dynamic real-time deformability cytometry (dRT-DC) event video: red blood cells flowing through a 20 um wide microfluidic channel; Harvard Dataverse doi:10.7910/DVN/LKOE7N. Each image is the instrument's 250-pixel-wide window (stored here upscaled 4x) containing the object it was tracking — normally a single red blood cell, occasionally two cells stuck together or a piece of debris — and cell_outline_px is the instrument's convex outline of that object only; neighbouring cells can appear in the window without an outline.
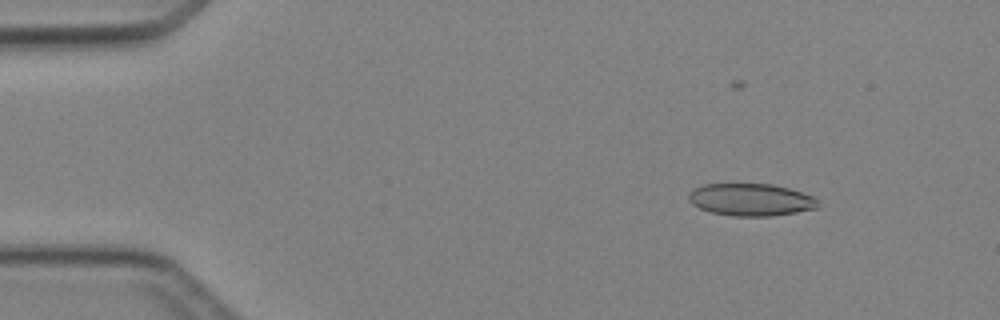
{"species": "Egyptian fruit bat (a non-hibernating species)", "species_latin": "Rousettus aegyptiacus", "temperature_condition": "cold", "stored_images_in_passage": 6, "camera_frame_rate_fps": 3000, "um_per_image_px": 0.085, "animal": {"sex": "female"}, "frame": {"image": 1, "passage_image": 3, "time_ms": 2.333, "image_size_px": [1000, 320], "cell_outline_px": [[820, 208], [772, 216], [732, 216], [712, 212], [700, 208], [692, 204], [688, 200], [688, 196], [696, 188], [704, 184], [772, 184], [788, 188], [812, 196], [816, 200]], "centroid_in_image_um": [63.83, 16.98], "position_along_channel_um": 21.2, "area_um2": 24.16}}
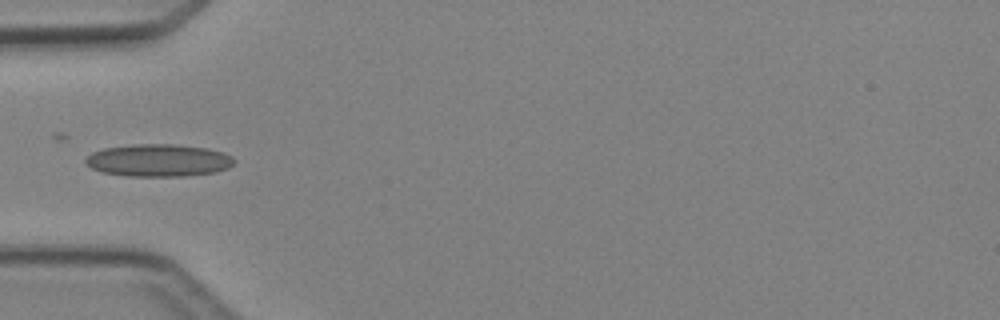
{"frame": {"image": 2, "passage_image": 6, "time_ms": 5.667, "image_size_px": [1000, 320], "cell_outline_px": [[236, 160], [228, 168], [216, 172], [184, 176], [128, 176], [104, 172], [92, 168], [84, 160], [92, 152], [104, 148], [136, 144], [172, 144], [208, 148], [224, 152], [232, 156]], "centroid_in_image_um": [13.51, 13.62], "position_along_channel_um": 71.5, "area_um2": 28.03}}